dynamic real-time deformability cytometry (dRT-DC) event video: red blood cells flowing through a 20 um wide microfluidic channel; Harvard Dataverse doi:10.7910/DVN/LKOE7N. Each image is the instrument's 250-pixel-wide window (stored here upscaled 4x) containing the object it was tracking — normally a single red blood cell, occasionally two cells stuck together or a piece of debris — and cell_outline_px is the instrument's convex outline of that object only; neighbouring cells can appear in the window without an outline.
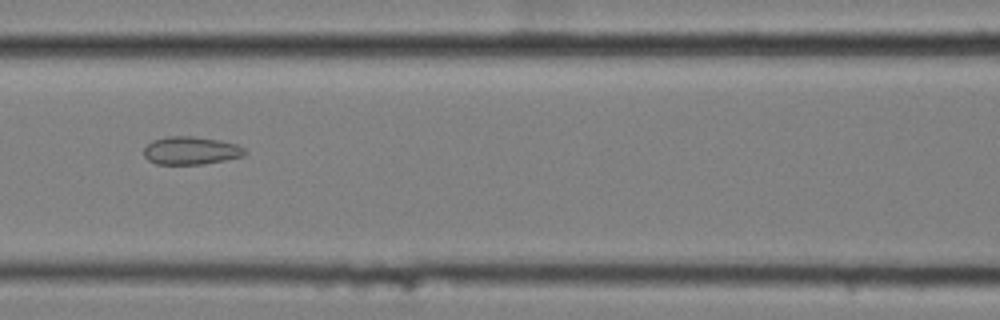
{"species": "common noctule bat (a hibernating species)", "species_latin": "Nyctalus noctula", "temperature_condition": "cold", "stored_images_in_passage": 9, "camera_frame_rate_fps": 3000, "um_per_image_px": 0.085, "animal": {"sex": "female", "body_mass_g": 25.1}, "frame": {"image": 1, "passage_image": 7, "time_ms": 2.0, "image_size_px": [1000, 320], "cell_outline_px": [[248, 152], [244, 156], [204, 164], [156, 164], [148, 160], [144, 156], [144, 148], [152, 140], [168, 136], [192, 136], [220, 140], [236, 144], [244, 148]], "centroid_in_image_um": [16.23, 12.8], "position_along_channel_um": 150.4, "area_um2": 16.53}}
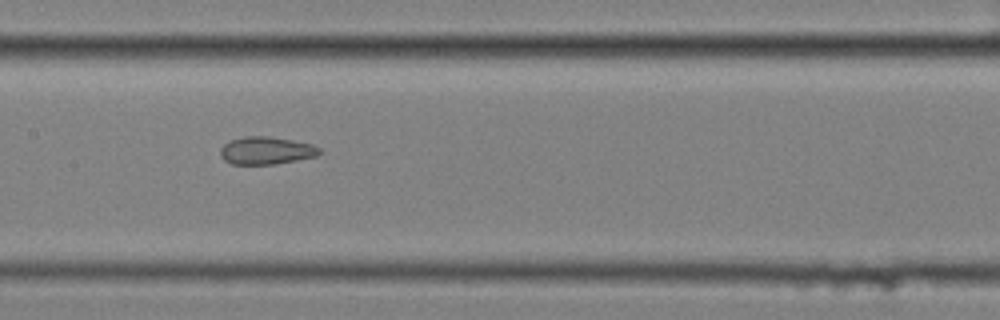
{"frame": {"image": 2, "passage_image": 8, "time_ms": 2.333, "image_size_px": [1000, 320], "cell_outline_px": [[320, 152], [316, 156], [276, 164], [232, 164], [224, 160], [220, 156], [220, 148], [224, 144], [232, 140], [244, 136], [268, 136], [292, 140], [312, 144], [320, 148]], "centroid_in_image_um": [22.61, 12.8], "position_along_channel_um": 184.8, "area_um2": 15.9}}
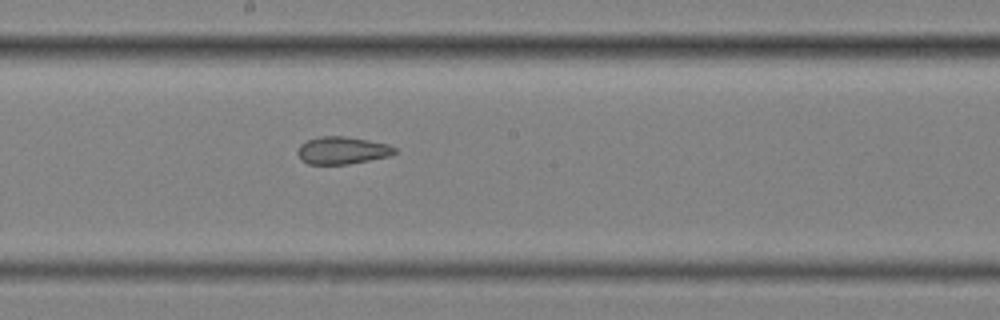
{"frame": {"image": 3, "passage_image": 9, "time_ms": 2.667, "image_size_px": [1000, 320], "cell_outline_px": [[396, 152], [392, 156], [348, 164], [308, 164], [300, 160], [296, 152], [300, 144], [308, 140], [320, 136], [344, 136], [368, 140], [388, 144], [396, 148]], "centroid_in_image_um": [29.08, 12.79], "position_along_channel_um": 219.1, "area_um2": 15.66}}